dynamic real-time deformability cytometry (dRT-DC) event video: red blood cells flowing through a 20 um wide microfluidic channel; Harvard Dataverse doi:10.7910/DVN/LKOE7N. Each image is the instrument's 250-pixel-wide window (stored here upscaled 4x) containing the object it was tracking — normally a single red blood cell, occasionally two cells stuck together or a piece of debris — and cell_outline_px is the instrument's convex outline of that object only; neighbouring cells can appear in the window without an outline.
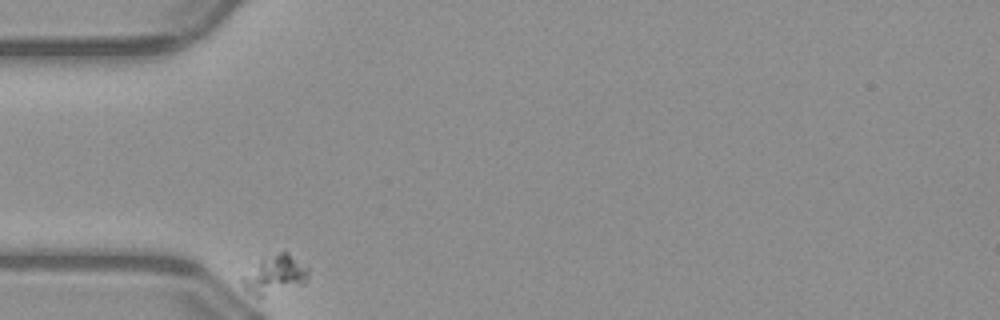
{"species": "common noctule bat (a hibernating species)", "species_latin": "Nyctalus noctula", "temperature_condition": "warm", "stored_images_in_passage": 34, "camera_frame_rate_fps": 3000, "um_per_image_px": 0.085, "animal": {"sex": "male", "body_mass_g": 23.1, "forearm_length_mm": 52.7}, "frame": {"image": 1, "passage_image": 1, "time_ms": 0.0, "image_size_px": [1000, 320], "cell_outline_px": [[308, 280], [304, 284], [264, 296], [256, 296], [248, 292], [240, 284], [240, 276], [260, 260], [280, 252], [288, 252], [308, 264]], "centroid_in_image_um": [23.37, 23.34], "position_along_channel_um": 61.6, "area_um2": 15.14}}
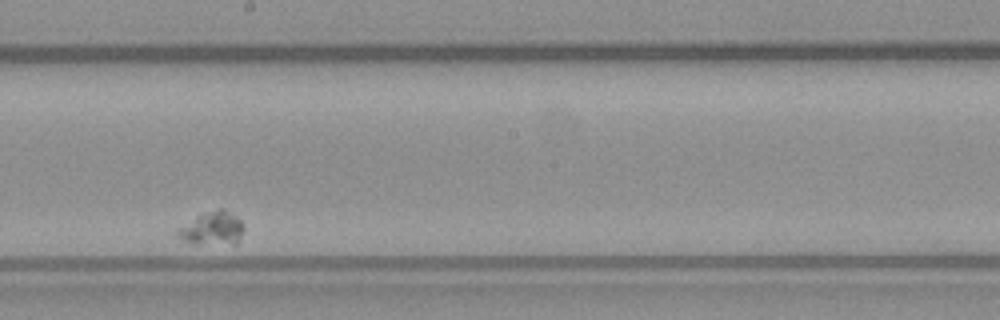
{"frame": {"image": 2, "passage_image": 20, "time_ms": 6.333, "image_size_px": [1000, 320], "cell_outline_px": [[244, 228], [240, 240], [236, 244], [188, 244], [176, 232], [180, 228], [196, 216], [216, 208], [224, 208], [236, 216], [244, 224]], "centroid_in_image_um": [18.1, 19.42], "position_along_channel_um": 230.1, "area_um2": 12.95}}
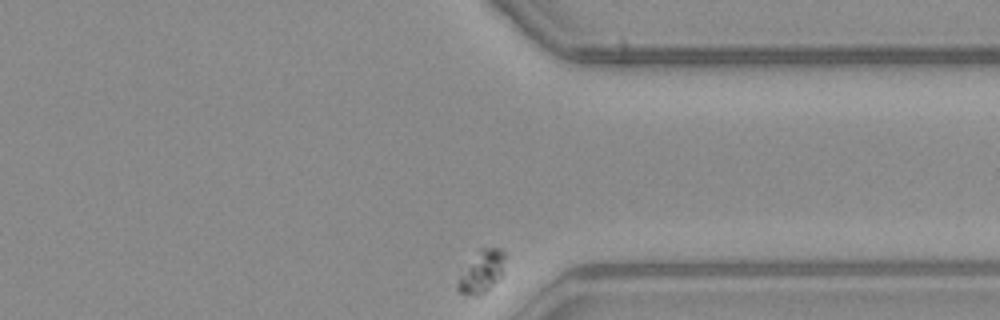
{"frame": {"image": 3, "passage_image": 34, "time_ms": 11.0, "image_size_px": [1000, 320], "cell_outline_px": [[504, 256], [500, 276], [484, 292], [476, 296], [460, 292], [456, 288], [456, 284], [460, 276], [480, 248], [500, 248], [504, 252]], "centroid_in_image_um": [40.92, 23.09], "position_along_channel_um": 370.5, "area_um2": 10.87}}